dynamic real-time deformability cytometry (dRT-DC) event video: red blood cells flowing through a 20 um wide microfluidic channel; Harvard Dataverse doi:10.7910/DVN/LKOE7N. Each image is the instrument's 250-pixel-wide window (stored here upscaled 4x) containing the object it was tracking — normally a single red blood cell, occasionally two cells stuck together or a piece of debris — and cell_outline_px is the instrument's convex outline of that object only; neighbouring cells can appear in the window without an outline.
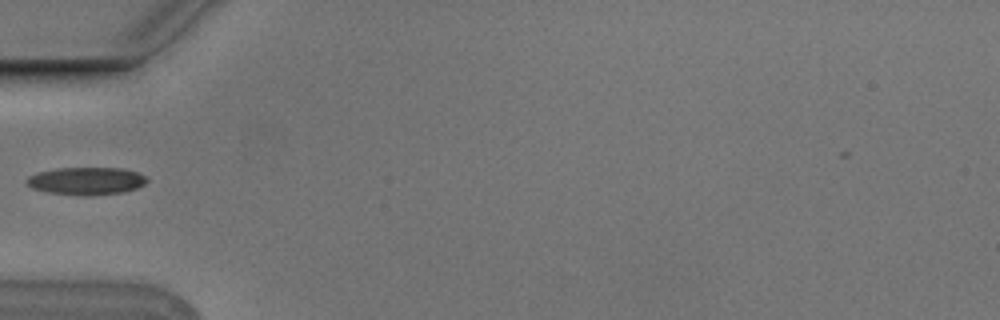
{"species": "Egyptian fruit bat (a non-hibernating species)", "species_latin": "Rousettus aegyptiacus", "temperature_condition": "cold", "stored_images_in_passage": 4, "camera_frame_rate_fps": 3000, "um_per_image_px": 0.085, "animal": {"sex": "male"}, "frame": {"image": 1, "passage_image": 4, "time_ms": 1.0, "image_size_px": [1000, 320], "cell_outline_px": [[148, 180], [144, 184], [136, 188], [124, 192], [92, 196], [84, 196], [48, 192], [32, 188], [24, 180], [28, 176], [36, 172], [56, 168], [120, 168], [136, 172], [144, 176]], "centroid_in_image_um": [7.3, 15.38], "position_along_channel_um": 77.7, "area_um2": 19.42}}